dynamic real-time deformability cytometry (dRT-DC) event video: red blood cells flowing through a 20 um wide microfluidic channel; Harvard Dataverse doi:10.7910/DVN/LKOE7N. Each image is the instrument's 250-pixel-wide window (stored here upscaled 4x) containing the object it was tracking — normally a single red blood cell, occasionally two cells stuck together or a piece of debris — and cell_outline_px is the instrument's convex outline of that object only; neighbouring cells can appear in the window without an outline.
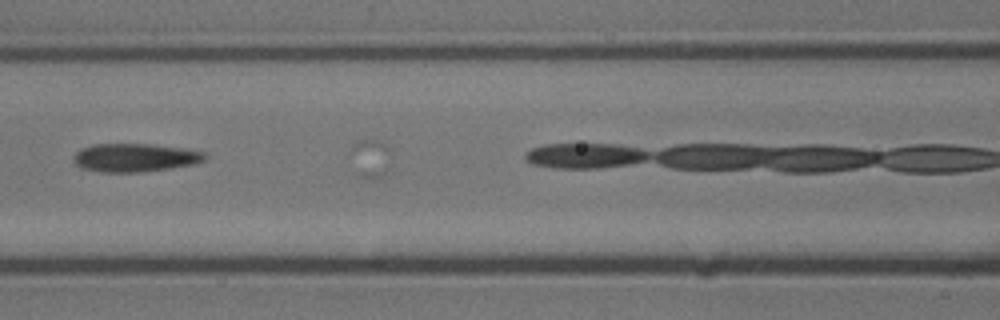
{"species": "common noctule bat (a hibernating species)", "species_latin": "Nyctalus noctula", "temperature_condition": "cold", "stored_images_in_passage": 10, "camera_frame_rate_fps": 3000, "um_per_image_px": 0.085, "animal": {"sex": "male", "body_mass_g": 13.3}, "frame": {"image": 1, "passage_image": 9, "time_ms": 2.667, "image_size_px": [1000, 320], "cell_outline_px": [[204, 160], [192, 164], [168, 168], [136, 172], [104, 172], [84, 168], [76, 164], [76, 152], [84, 148], [96, 144], [144, 144], [200, 152], [204, 156]], "centroid_in_image_um": [11.4, 13.41], "position_along_channel_um": 155.2, "area_um2": 20.46}}